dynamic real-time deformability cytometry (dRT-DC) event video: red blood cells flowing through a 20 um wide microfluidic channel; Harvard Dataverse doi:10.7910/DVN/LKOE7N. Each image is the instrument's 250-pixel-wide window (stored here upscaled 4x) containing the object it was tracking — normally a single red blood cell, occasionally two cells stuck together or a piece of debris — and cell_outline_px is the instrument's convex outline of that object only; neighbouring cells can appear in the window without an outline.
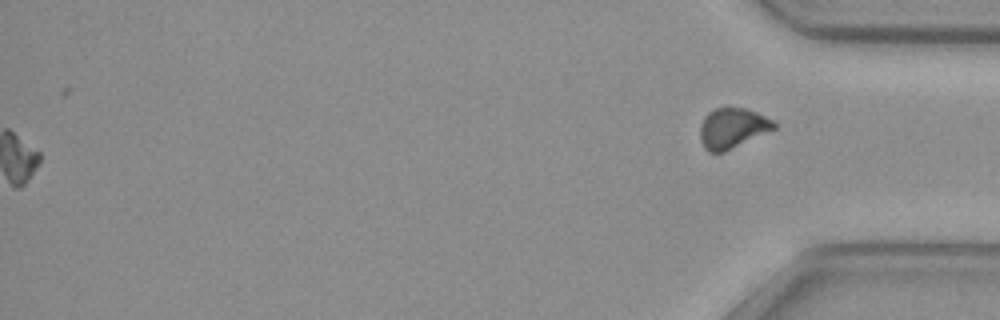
{"species": "common noctule bat (a hibernating species)", "species_latin": "Nyctalus noctula", "temperature_condition": "cold", "stored_images_in_passage": 53, "segment_of_instrument_passage": [2, 2], "camera_frame_rate_fps": 3000, "um_per_image_px": 0.085, "animal": {"sex": "female", "body_mass_g": 29.2, "forearm_length_mm": 56.3}, "frame": {"image": 1, "passage_image": 53, "time_ms": 17.333, "image_size_px": [1000, 320], "cell_outline_px": [[776, 128], [724, 152], [708, 152], [704, 148], [700, 140], [700, 124], [704, 116], [708, 112], [716, 108], [748, 108], [772, 120], [776, 124]], "centroid_in_image_um": [62.22, 10.89], "position_along_channel_um": 373.0, "area_um2": 17.28}}